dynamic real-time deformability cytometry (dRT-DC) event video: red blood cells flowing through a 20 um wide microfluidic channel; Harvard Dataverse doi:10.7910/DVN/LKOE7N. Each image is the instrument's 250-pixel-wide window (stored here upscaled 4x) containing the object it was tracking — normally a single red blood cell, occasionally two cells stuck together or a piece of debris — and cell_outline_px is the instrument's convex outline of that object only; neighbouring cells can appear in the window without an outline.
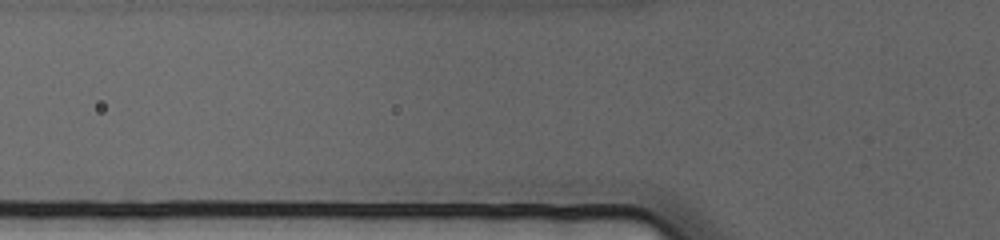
{"species": "human", "species_latin": "Homo sapiens", "temperature_condition": "cold", "stored_images_in_passage": 3, "camera_frame_rate_fps": 3000, "um_per_image_px": 0.085, "donor": {"sex": "female"}, "frame": {"image": 1, "passage_image": 3, "time_ms": 0.667, "image_size_px": [1000, 240], "cell_outline_px": [[636, 208], [488, 208], [472, 184], [484, 180], [600, 180], [612, 184]], "centroid_in_image_um": [46.82, 16.52], "position_along_channel_um": 79.0, "area_um2": 28.67}}